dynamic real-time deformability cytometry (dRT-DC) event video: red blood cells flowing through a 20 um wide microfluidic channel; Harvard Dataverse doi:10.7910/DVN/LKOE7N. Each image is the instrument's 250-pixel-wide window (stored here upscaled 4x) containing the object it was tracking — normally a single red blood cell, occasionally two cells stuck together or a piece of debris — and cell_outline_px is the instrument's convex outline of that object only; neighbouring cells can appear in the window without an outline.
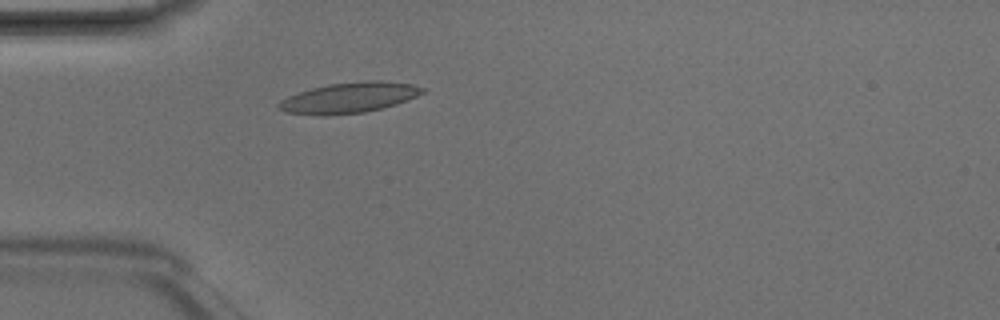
{"species": "Egyptian fruit bat (a non-hibernating species)", "species_latin": "Rousettus aegyptiacus", "temperature_condition": "room temperature", "stored_images_in_passage": 4, "camera_frame_rate_fps": 3000, "um_per_image_px": 0.085, "animal": {"sex": "male"}, "frame": {"image": 1, "passage_image": 4, "time_ms": 1.0, "image_size_px": [1000, 320], "cell_outline_px": [[428, 88], [424, 92], [408, 100], [396, 104], [364, 112], [324, 116], [288, 112], [276, 108], [276, 104], [280, 100], [288, 96], [312, 88], [328, 84], [364, 80], [380, 80], [412, 84]], "centroid_in_image_um": [29.69, 8.29], "position_along_channel_um": 55.3, "area_um2": 25.66}}